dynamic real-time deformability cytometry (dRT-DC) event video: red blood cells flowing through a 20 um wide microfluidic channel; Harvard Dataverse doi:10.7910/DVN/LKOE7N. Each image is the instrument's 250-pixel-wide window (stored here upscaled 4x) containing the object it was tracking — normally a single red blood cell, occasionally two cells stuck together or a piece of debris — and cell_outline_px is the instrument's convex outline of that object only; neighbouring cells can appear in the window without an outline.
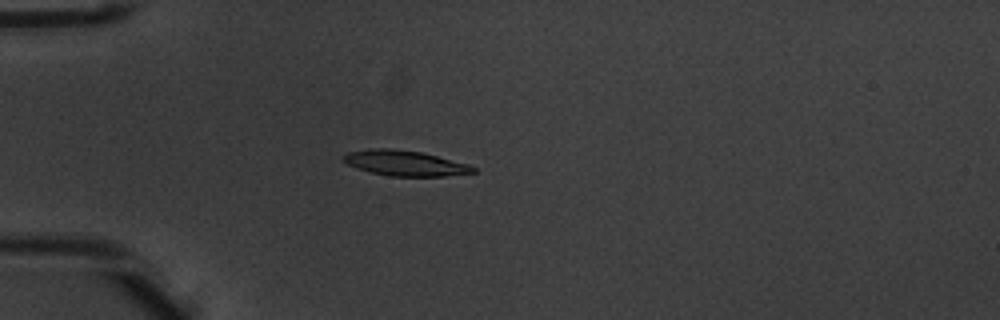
{"species": "common noctule bat (a hibernating species)", "species_latin": "Nyctalus noctula", "temperature_condition": "warm", "stored_images_in_passage": 3, "camera_frame_rate_fps": 3000, "um_per_image_px": 0.085, "animal": {"sex": "male", "body_mass_g": 20.1, "forearm_length_mm": 53.5}, "frame": {"image": 1, "passage_image": 2, "time_ms": 0.333, "image_size_px": [1000, 320], "cell_outline_px": [[476, 172], [444, 176], [392, 176], [372, 172], [356, 168], [340, 160], [340, 156], [348, 152], [368, 148], [392, 148], [424, 152], [468, 164], [476, 168]], "centroid_in_image_um": [34.38, 13.85], "position_along_channel_um": 50.6, "area_um2": 19.36}}